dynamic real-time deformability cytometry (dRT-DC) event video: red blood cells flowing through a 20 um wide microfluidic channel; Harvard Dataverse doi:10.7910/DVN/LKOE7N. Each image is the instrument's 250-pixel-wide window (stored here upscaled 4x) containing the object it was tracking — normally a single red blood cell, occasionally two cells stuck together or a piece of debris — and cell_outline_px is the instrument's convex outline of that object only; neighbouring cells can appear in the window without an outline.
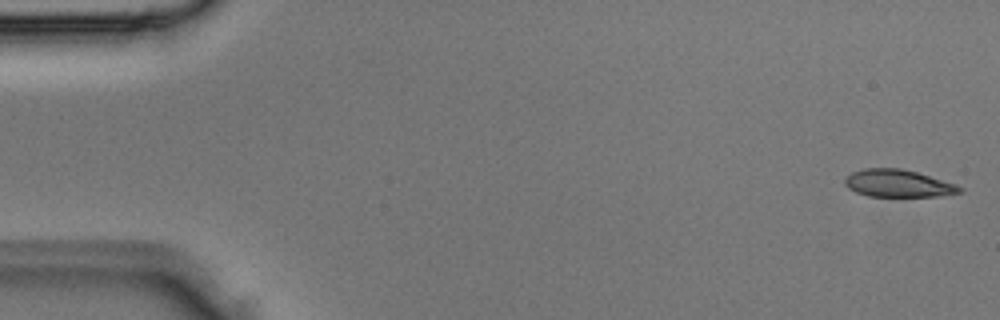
{"species": "Egyptian fruit bat (a non-hibernating species)", "species_latin": "Rousettus aegyptiacus", "temperature_condition": "room temperature", "stored_images_in_passage": 4, "camera_frame_rate_fps": 3000, "um_per_image_px": 0.085, "animal": {"sex": "male"}, "frame": {"image": 1, "passage_image": 1, "time_ms": 0.0, "image_size_px": [1000, 320], "cell_outline_px": [[964, 192], [936, 196], [868, 196], [856, 192], [848, 188], [844, 184], [844, 180], [852, 172], [864, 168], [900, 168], [916, 172], [956, 184], [964, 188]], "centroid_in_image_um": [76.34, 15.59], "position_along_channel_um": 8.7, "area_um2": 18.26}}